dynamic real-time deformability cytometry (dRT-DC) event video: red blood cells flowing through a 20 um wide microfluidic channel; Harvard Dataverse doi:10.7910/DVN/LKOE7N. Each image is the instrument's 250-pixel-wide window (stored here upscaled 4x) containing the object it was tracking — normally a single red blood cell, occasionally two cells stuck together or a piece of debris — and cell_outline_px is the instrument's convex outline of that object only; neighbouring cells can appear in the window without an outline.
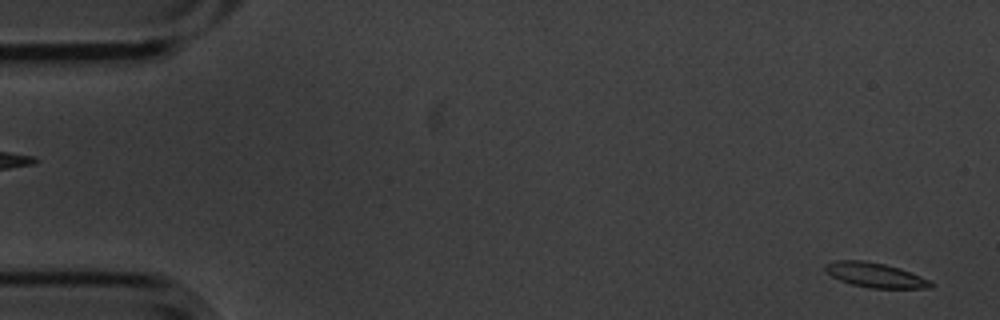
{"species": "common noctule bat (a hibernating species)", "species_latin": "Nyctalus noctula", "temperature_condition": "cold", "stored_images_in_passage": 4, "segment_of_instrument_passage": [2, 2], "camera_frame_rate_fps": 3000, "um_per_image_px": 0.085, "animal": {"sex": "male", "body_mass_g": 20.1, "forearm_length_mm": 53.5}, "frame": {"image": 1, "passage_image": 4, "time_ms": 1.0, "image_size_px": [1000, 320], "cell_outline_px": [[936, 284], [932, 288], [872, 288], [852, 284], [840, 280], [832, 276], [824, 268], [824, 264], [836, 260], [864, 260], [884, 264], [900, 268], [920, 276]], "centroid_in_image_um": [74.4, 23.38], "position_along_channel_um": 10.6, "area_um2": 15.09}}